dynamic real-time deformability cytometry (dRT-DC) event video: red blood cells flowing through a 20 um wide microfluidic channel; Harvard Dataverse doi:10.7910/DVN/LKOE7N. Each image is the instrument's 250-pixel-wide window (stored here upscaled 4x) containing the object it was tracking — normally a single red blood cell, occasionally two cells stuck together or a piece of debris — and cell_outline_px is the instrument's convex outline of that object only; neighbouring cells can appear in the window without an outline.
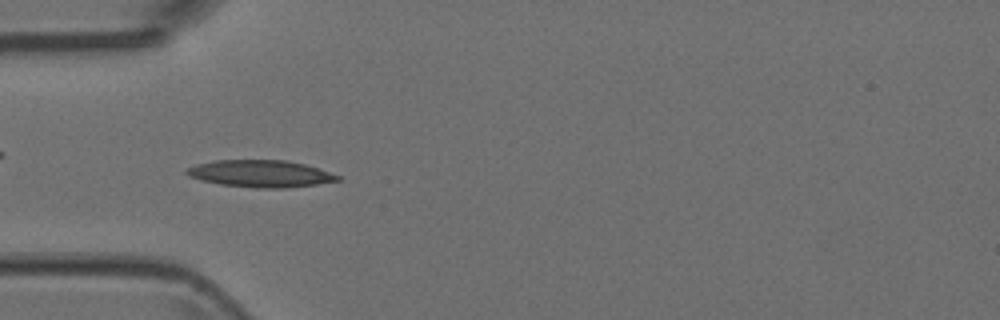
{"species": "Egyptian fruit bat (a non-hibernating species)", "species_latin": "Rousettus aegyptiacus", "temperature_condition": "room temperature", "stored_images_in_passage": 8, "camera_frame_rate_fps": 3000, "um_per_image_px": 0.085, "animal": {"sex": "female"}, "frame": {"image": 1, "passage_image": 6, "time_ms": 1.667, "image_size_px": [1000, 320], "cell_outline_px": [[340, 180], [316, 184], [284, 188], [256, 188], [220, 184], [200, 180], [188, 176], [184, 172], [188, 168], [196, 164], [216, 160], [284, 160], [304, 164], [340, 176]], "centroid_in_image_um": [22.09, 14.76], "position_along_channel_um": 62.9, "area_um2": 23.58}}
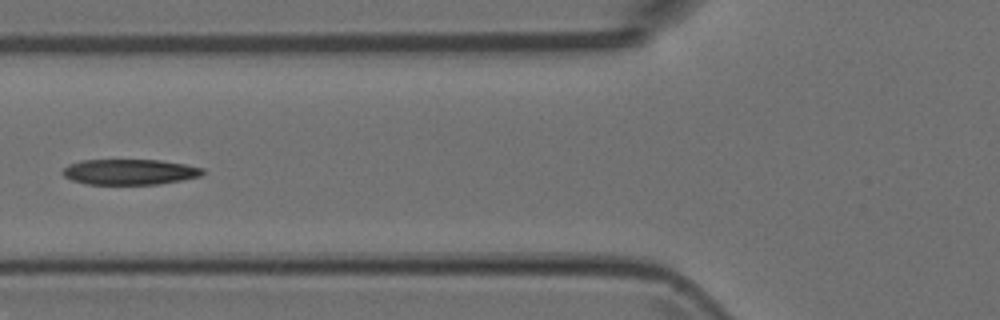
{"frame": {"image": 2, "passage_image": 7, "time_ms": 2.0, "image_size_px": [1000, 320], "cell_outline_px": [[204, 172], [200, 176], [180, 180], [156, 184], [88, 184], [72, 180], [64, 176], [60, 172], [68, 164], [80, 160], [160, 160], [184, 164], [204, 168]], "centroid_in_image_um": [10.98, 14.6], "position_along_channel_um": 114.8, "area_um2": 20.75}}
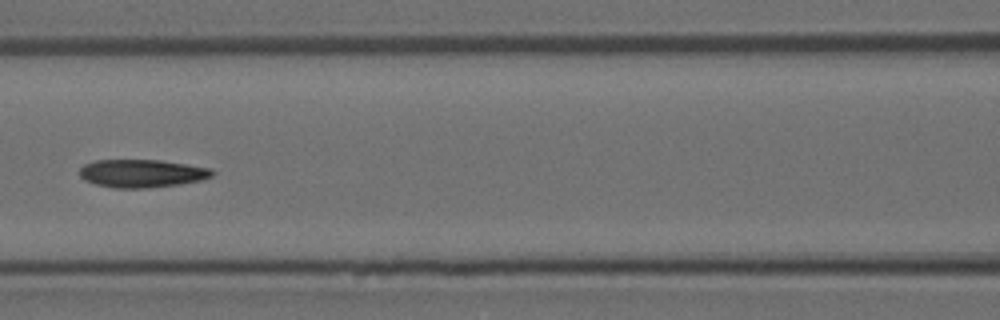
{"frame": {"image": 3, "passage_image": 8, "time_ms": 2.333, "image_size_px": [1000, 320], "cell_outline_px": [[216, 172], [212, 176], [200, 180], [180, 184], [148, 188], [112, 188], [96, 184], [84, 180], [80, 176], [80, 168], [84, 164], [96, 160], [160, 160], [212, 168]], "centroid_in_image_um": [12.07, 14.74], "position_along_channel_um": 154.5, "area_um2": 21.73}}